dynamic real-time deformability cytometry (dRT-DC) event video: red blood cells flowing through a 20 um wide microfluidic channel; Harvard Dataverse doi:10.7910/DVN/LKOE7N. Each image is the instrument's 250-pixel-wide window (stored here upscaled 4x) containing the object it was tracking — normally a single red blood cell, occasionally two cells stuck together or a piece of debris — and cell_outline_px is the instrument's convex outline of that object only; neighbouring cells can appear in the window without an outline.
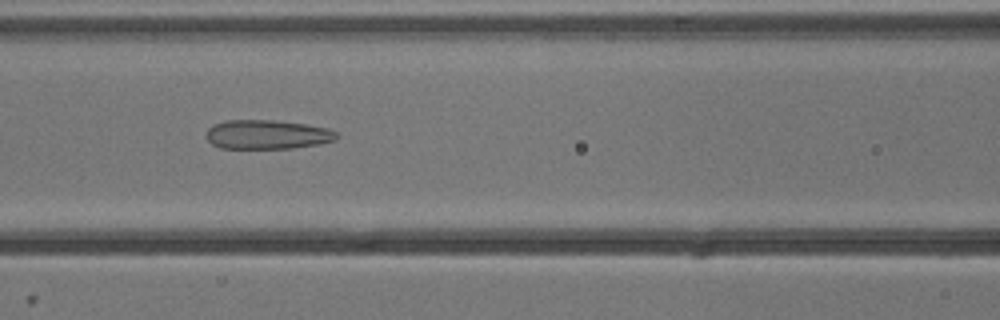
{"species": "common noctule bat (a hibernating species)", "species_latin": "Nyctalus noctula", "temperature_condition": "cold", "stored_images_in_passage": 46, "camera_frame_rate_fps": 3000, "um_per_image_px": 0.085, "animal": {"sex": "male", "body_mass_g": 13.3}, "frame": {"image": 1, "passage_image": 16, "time_ms": 5.0, "image_size_px": [1000, 320], "cell_outline_px": [[340, 136], [336, 140], [320, 144], [292, 148], [220, 148], [212, 144], [208, 140], [208, 128], [212, 124], [224, 120], [272, 120], [304, 124], [328, 128], [336, 132]], "centroid_in_image_um": [22.73, 11.43], "position_along_channel_um": 143.9, "area_um2": 22.2}}
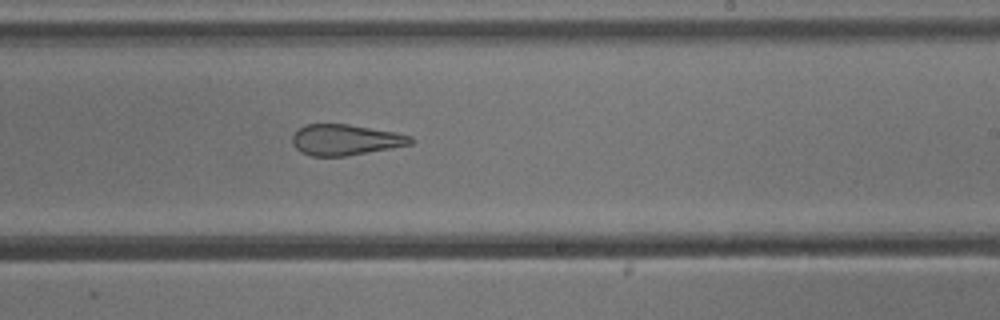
{"frame": {"image": 2, "passage_image": 25, "time_ms": 8.0, "image_size_px": [1000, 320], "cell_outline_px": [[416, 140], [412, 144], [344, 156], [312, 156], [300, 152], [292, 144], [292, 136], [304, 124], [348, 124], [396, 132], [412, 136]], "centroid_in_image_um": [29.36, 11.88], "position_along_channel_um": 259.6, "area_um2": 21.21}}
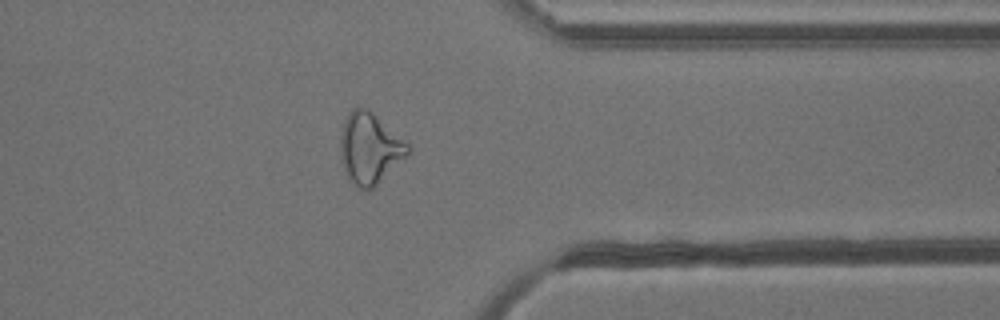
{"frame": {"image": 3, "passage_image": 35, "time_ms": 11.333, "image_size_px": [1000, 320], "cell_outline_px": [[412, 148], [368, 192], [364, 192], [352, 184], [344, 168], [340, 156], [340, 140], [344, 120], [348, 112], [352, 108], [364, 108], [372, 112], [404, 140]], "centroid_in_image_um": [31.37, 12.61], "position_along_channel_um": 380.0, "area_um2": 27.28}, "authors_computed_cell_mechanics": {"area_um2": 26.5013, "velocity_mm_per_s": 3.861, "shape_relaxation_time_tau1_ms": null, "shape_relaxation_time_tau2_ms": 2.0724, "deformation_change_tau1": null, "deformation_change_tau2": 0.1276}}